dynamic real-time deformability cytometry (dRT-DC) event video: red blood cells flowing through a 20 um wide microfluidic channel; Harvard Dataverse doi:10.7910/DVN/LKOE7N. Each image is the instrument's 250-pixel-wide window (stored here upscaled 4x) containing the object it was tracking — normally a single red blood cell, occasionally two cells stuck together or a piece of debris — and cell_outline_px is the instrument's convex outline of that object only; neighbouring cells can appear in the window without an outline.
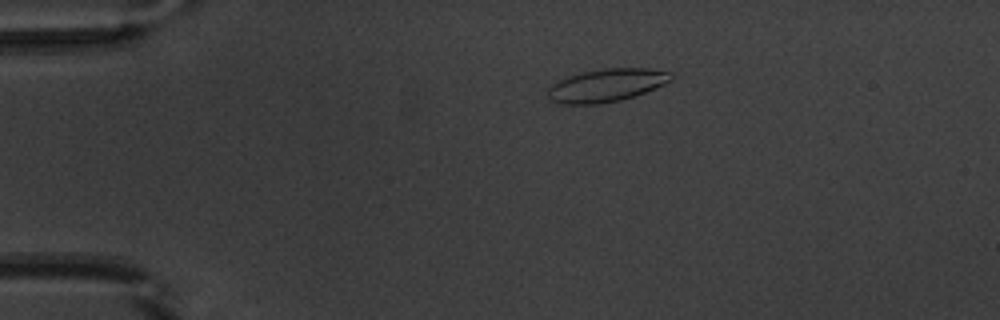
{"species": "common noctule bat (a hibernating species)", "species_latin": "Nyctalus noctula", "temperature_condition": "warm", "stored_images_in_passage": 43, "camera_frame_rate_fps": 3000, "um_per_image_px": 0.085, "animal": {"sex": "male", "body_mass_g": 20.1, "forearm_length_mm": 53.5}, "frame": {"image": 1, "passage_image": 1, "time_ms": 0.0, "image_size_px": [1000, 320], "cell_outline_px": [[672, 80], [656, 88], [620, 100], [596, 104], [564, 104], [552, 100], [548, 96], [548, 88], [552, 84], [568, 76], [580, 72], [604, 68], [648, 68], [672, 72]], "centroid_in_image_um": [51.56, 7.23], "position_along_channel_um": 33.4, "area_um2": 23.52}}
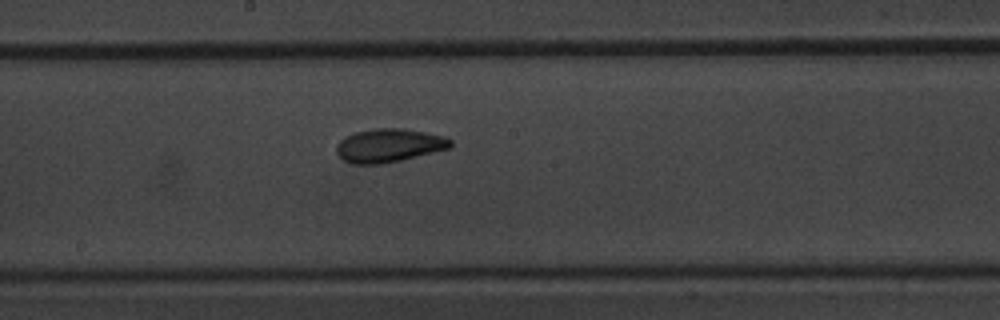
{"frame": {"image": 2, "passage_image": 19, "time_ms": 6.0, "image_size_px": [1000, 320], "cell_outline_px": [[452, 148], [400, 160], [380, 164], [352, 164], [344, 160], [336, 152], [336, 144], [344, 136], [352, 132], [376, 128], [404, 128], [444, 136], [452, 140]], "centroid_in_image_um": [33.05, 12.35], "position_along_channel_um": 215.2, "area_um2": 22.43}}
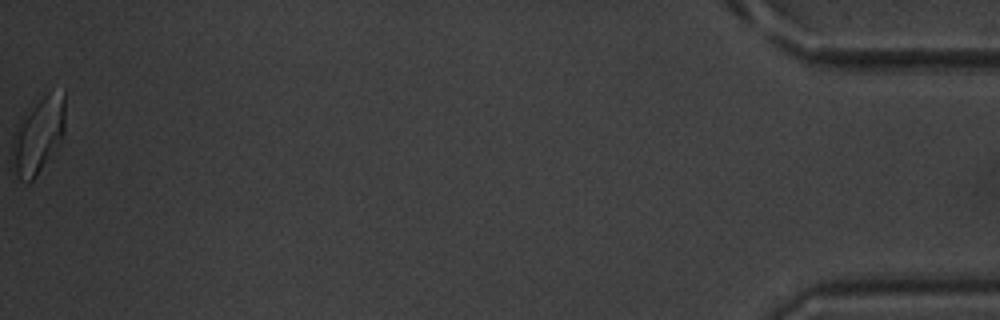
{"frame": {"image": 3, "passage_image": 43, "time_ms": 14.0, "image_size_px": [1000, 320], "cell_outline_px": [[64, 132], [36, 176], [28, 184], [20, 180], [16, 172], [16, 144], [20, 128], [36, 104], [48, 92], [64, 88]], "centroid_in_image_um": [3.39, 11.47], "position_along_channel_um": 431.8, "area_um2": 20.92}, "authors_computed_cell_mechanics": {"area_um2": 21.2704, "velocity_mm_per_s": 3.8757, "shape_relaxation_time_tau1_ms": 2.8279, "shape_relaxation_time_tau2_ms": 1.7621, "deformation_change_tau1": 0.1075, "deformation_change_tau2": 0.0636}}